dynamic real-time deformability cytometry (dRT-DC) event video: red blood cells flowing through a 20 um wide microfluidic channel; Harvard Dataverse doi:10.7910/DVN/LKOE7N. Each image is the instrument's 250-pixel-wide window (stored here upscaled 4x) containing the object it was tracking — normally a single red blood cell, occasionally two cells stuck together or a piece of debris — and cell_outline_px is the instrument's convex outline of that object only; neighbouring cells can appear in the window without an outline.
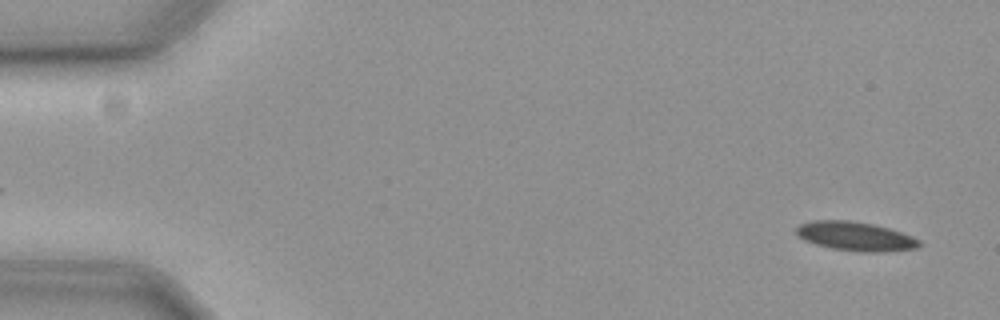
{"species": "common noctule bat (a hibernating species)", "species_latin": "Nyctalus noctula", "temperature_condition": "cold", "stored_images_in_passage": 58, "camera_frame_rate_fps": 3000, "um_per_image_px": 0.085, "animal": {"sex": "female", "body_mass_g": 19.3, "forearm_length_mm": 54.1}, "frame": {"image": 1, "passage_image": 4, "time_ms": 1.0, "image_size_px": [1000, 320], "cell_outline_px": [[920, 244], [916, 248], [876, 252], [860, 252], [832, 248], [816, 244], [804, 240], [796, 232], [796, 228], [800, 224], [812, 220], [848, 220], [872, 224], [888, 228], [912, 236], [920, 240]], "centroid_in_image_um": [72.69, 20.08], "position_along_channel_um": 12.3, "area_um2": 20.52}}
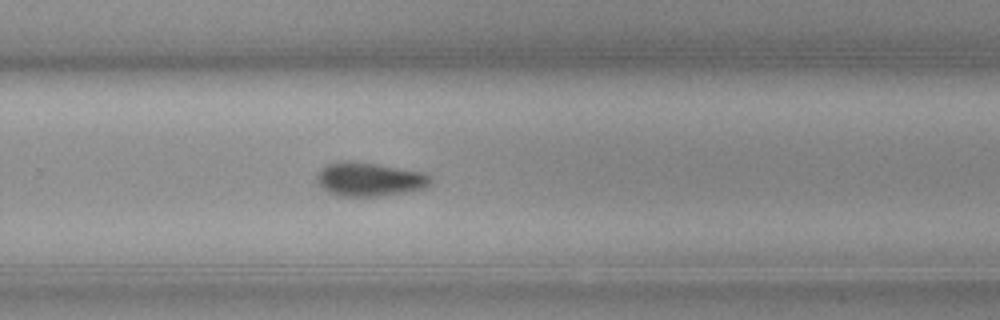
{"frame": {"image": 2, "passage_image": 39, "time_ms": 12.667, "image_size_px": [1000, 320], "cell_outline_px": [[432, 184], [428, 188], [380, 196], [336, 196], [320, 188], [316, 184], [316, 176], [328, 164], [344, 160], [372, 164], [424, 172], [432, 176]], "centroid_in_image_um": [31.41, 15.26], "position_along_channel_um": 298.4, "area_um2": 22.43}}
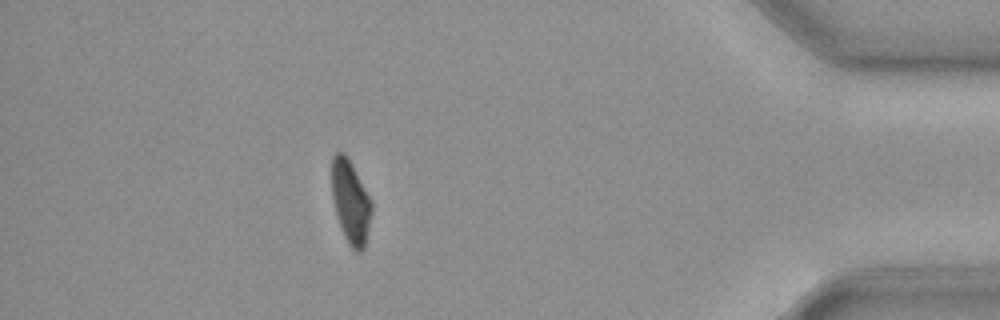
{"frame": {"image": 3, "passage_image": 52, "time_ms": 17.0, "image_size_px": [1000, 320], "cell_outline_px": [[372, 212], [364, 248], [360, 252], [356, 252], [348, 244], [344, 236], [336, 216], [332, 196], [332, 156], [336, 152], [344, 152], [348, 156], [372, 200]], "centroid_in_image_um": [29.8, 17.14], "position_along_channel_um": 405.4, "area_um2": 19.54}, "authors_computed_cell_mechanics": {"area_um2": 21.2126, "velocity_mm_per_s": 3.6201, "shape_relaxation_time_tau1_ms": 5.85, "shape_relaxation_time_tau2_ms": null, "deformation_change_tau1": 0.1025, "deformation_change_tau2": null}}